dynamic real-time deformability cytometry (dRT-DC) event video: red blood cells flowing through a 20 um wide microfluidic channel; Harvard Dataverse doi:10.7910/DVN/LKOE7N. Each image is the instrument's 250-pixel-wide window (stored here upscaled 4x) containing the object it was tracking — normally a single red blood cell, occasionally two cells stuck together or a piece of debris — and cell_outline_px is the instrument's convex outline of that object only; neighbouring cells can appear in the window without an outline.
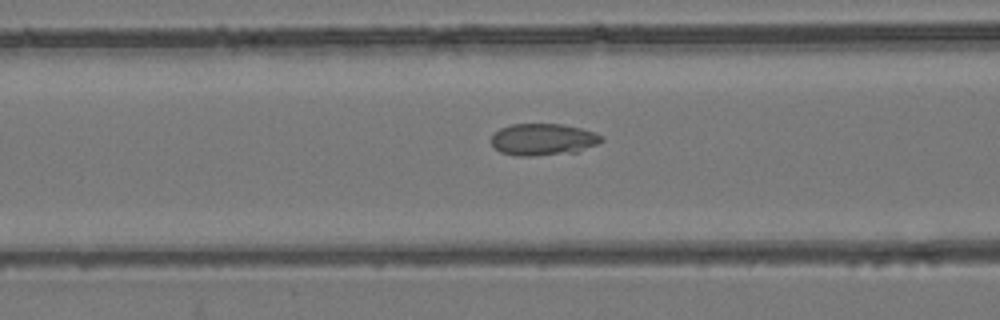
{"species": "common noctule bat (a hibernating species)", "species_latin": "Nyctalus noctula", "temperature_condition": "room temperature", "stored_images_in_passage": 41, "camera_frame_rate_fps": 3000, "um_per_image_px": 0.085, "animal": {"sex": "female", "body_mass_g": 24.6, "forearm_length_mm": 56.2}, "frame": {"image": 1, "passage_image": 10, "time_ms": 3.0, "image_size_px": [1000, 320], "cell_outline_px": [[604, 140], [596, 144], [576, 152], [532, 156], [516, 156], [500, 152], [492, 144], [492, 136], [500, 128], [512, 124], [560, 124], [580, 128], [596, 132], [604, 136]], "centroid_in_image_um": [46.18, 11.85], "position_along_channel_um": 120.4, "area_um2": 20.4}}
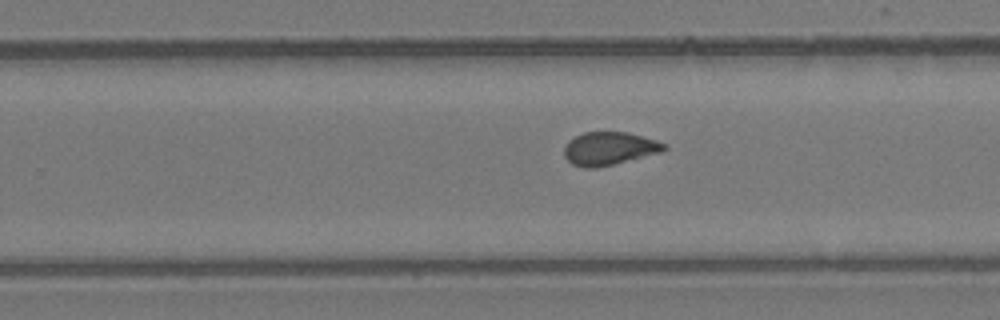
{"frame": {"image": 2, "passage_image": 22, "time_ms": 7.0, "image_size_px": [1000, 320], "cell_outline_px": [[668, 148], [664, 152], [596, 168], [584, 168], [572, 164], [564, 156], [564, 144], [568, 140], [584, 132], [628, 132], [656, 140], [664, 144]], "centroid_in_image_um": [51.78, 12.63], "position_along_channel_um": 278.0, "area_um2": 19.42}}
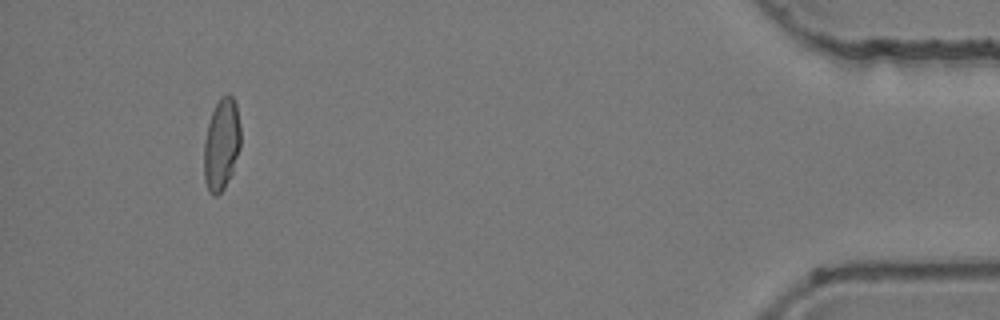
{"frame": {"image": 3, "passage_image": 38, "time_ms": 12.333, "image_size_px": [1000, 320], "cell_outline_px": [[240, 148], [232, 172], [224, 188], [216, 196], [212, 196], [208, 192], [204, 180], [204, 140], [208, 124], [212, 112], [216, 104], [228, 92], [232, 96], [236, 104], [240, 128]], "centroid_in_image_um": [18.82, 12.3], "position_along_channel_um": 416.4, "area_um2": 19.59}, "authors_computed_cell_mechanics": {"area_um2": 19.5942, "velocity_mm_per_s": 3.9527, "shape_relaxation_time_tau1_ms": null, "shape_relaxation_time_tau2_ms": 1.8039, "deformation_change_tau1": null, "deformation_change_tau2": 0.0783}}